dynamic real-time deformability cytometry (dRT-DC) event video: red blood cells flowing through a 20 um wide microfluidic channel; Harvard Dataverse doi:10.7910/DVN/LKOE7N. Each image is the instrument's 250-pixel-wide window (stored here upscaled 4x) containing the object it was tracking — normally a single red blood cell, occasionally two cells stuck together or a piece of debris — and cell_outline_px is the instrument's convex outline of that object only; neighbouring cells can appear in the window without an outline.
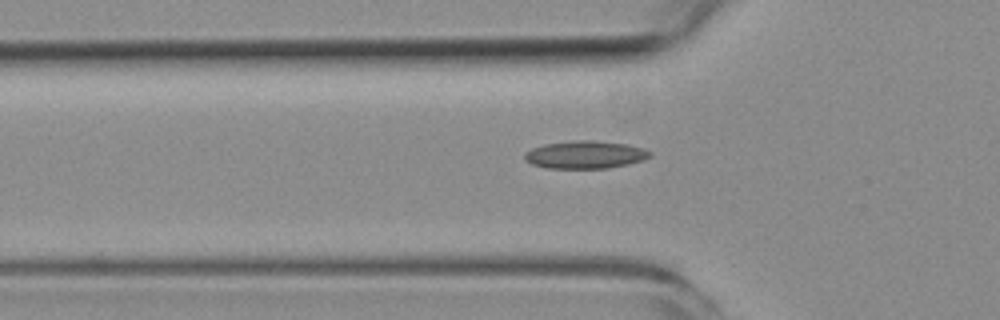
{"species": "common noctule bat (a hibernating species)", "species_latin": "Nyctalus noctula", "temperature_condition": "room temperature", "stored_images_in_passage": 3, "camera_frame_rate_fps": 3000, "um_per_image_px": 0.085, "animal": {"sex": "female", "body_mass_g": 19.3, "forearm_length_mm": 54.1}, "frame": {"image": 1, "passage_image": 3, "time_ms": 3.333, "image_size_px": [1000, 320], "cell_outline_px": [[652, 156], [644, 160], [628, 164], [608, 168], [548, 168], [532, 164], [524, 160], [524, 152], [532, 148], [544, 144], [576, 140], [592, 140], [628, 144], [644, 148], [652, 152]], "centroid_in_image_um": [49.76, 13.14], "position_along_channel_um": 76.0, "area_um2": 20.4}}